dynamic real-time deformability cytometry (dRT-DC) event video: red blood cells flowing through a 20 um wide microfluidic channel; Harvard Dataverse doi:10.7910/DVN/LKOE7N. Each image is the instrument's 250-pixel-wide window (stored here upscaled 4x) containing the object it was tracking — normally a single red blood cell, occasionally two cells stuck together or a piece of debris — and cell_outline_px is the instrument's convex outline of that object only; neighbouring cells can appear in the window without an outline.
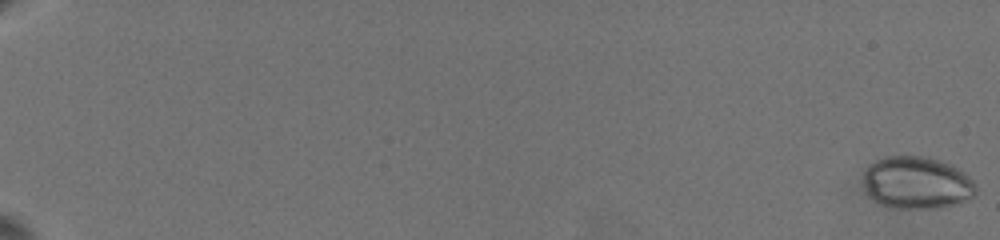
{"species": "common noctule bat (a hibernating species)", "species_latin": "Nyctalus noctula", "temperature_condition": "warm", "stored_images_in_passage": 14, "camera_frame_rate_fps": 3000, "um_per_image_px": 0.085, "animal": {"sex": "female", "body_mass_g": 19.5, "forearm_length_mm": 54.1}, "frame": {"image": 1, "passage_image": 1, "time_ms": 0.0, "image_size_px": [1000, 240], "cell_outline_px": [[976, 196], [968, 200], [936, 208], [896, 208], [880, 204], [864, 188], [860, 180], [868, 164], [884, 156], [920, 156], [940, 160], [964, 172], [976, 184]], "centroid_in_image_um": [77.9, 15.52], "position_along_channel_um": 7.1, "area_um2": 34.45}}
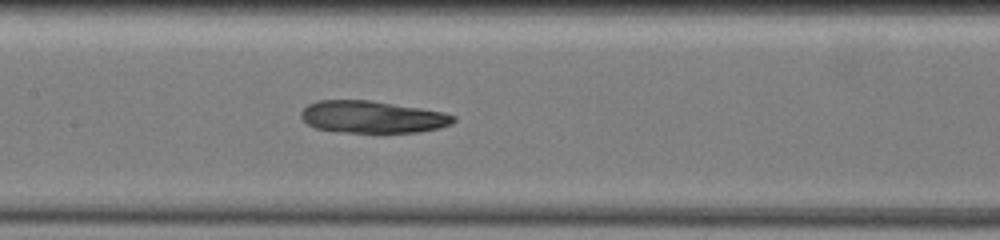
{"frame": {"image": 2, "passage_image": 13, "time_ms": 11.667, "image_size_px": [1000, 240], "cell_outline_px": [[456, 120], [452, 124], [440, 128], [420, 132], [336, 132], [316, 128], [308, 124], [300, 116], [300, 112], [308, 104], [320, 100], [372, 100], [444, 112], [456, 116]], "centroid_in_image_um": [31.67, 9.94], "position_along_channel_um": 175.7, "area_um2": 28.67}}
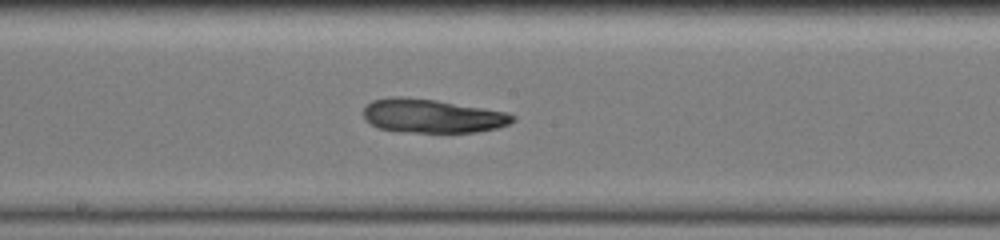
{"frame": {"image": 3, "passage_image": 14, "time_ms": 12.667, "image_size_px": [1000, 240], "cell_outline_px": [[516, 120], [508, 124], [496, 128], [476, 132], [412, 132], [380, 128], [364, 120], [364, 108], [372, 100], [392, 96], [408, 96], [436, 100], [508, 112], [516, 116]], "centroid_in_image_um": [36.75, 9.84], "position_along_channel_um": 211.4, "area_um2": 29.36}}